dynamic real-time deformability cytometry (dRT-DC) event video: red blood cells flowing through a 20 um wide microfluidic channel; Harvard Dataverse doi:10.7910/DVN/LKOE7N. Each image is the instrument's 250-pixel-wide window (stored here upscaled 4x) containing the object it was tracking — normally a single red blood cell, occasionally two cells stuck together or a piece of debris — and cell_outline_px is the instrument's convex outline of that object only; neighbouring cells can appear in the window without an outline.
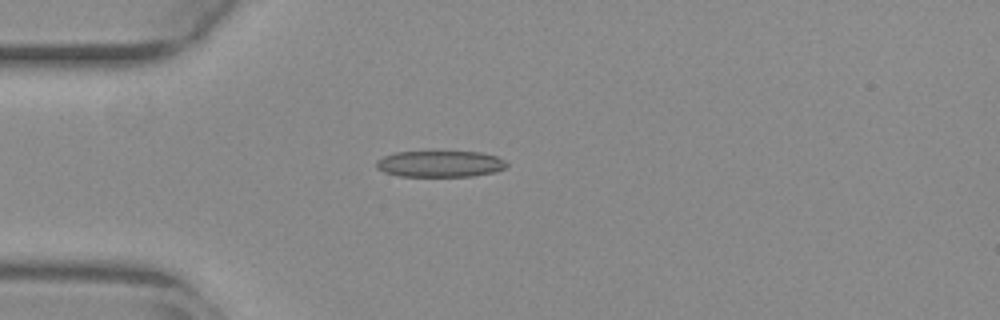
{"species": "common noctule bat (a hibernating species)", "species_latin": "Nyctalus noctula", "temperature_condition": "warm", "stored_images_in_passage": 21, "camera_frame_rate_fps": 3000, "um_per_image_px": 0.085, "animal": {"sex": "female", "body_mass_g": 29.2, "forearm_length_mm": 56.3}, "frame": {"image": 1, "passage_image": 2, "time_ms": 0.333, "image_size_px": [1000, 320], "cell_outline_px": [[508, 164], [504, 168], [492, 172], [472, 176], [400, 176], [384, 172], [376, 168], [376, 160], [384, 156], [396, 152], [480, 152], [496, 156], [504, 160]], "centroid_in_image_um": [37.37, 13.93], "position_along_channel_um": 47.6, "area_um2": 19.83}}
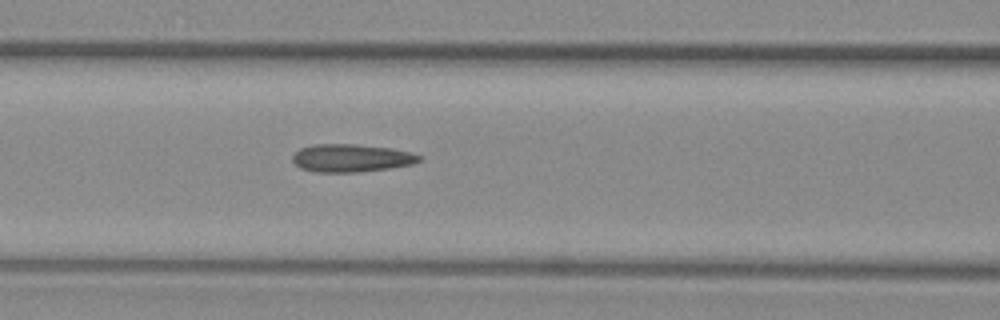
{"frame": {"image": 2, "passage_image": 10, "time_ms": 3.0, "image_size_px": [1000, 320], "cell_outline_px": [[420, 160], [412, 164], [388, 168], [360, 172], [316, 172], [300, 168], [292, 160], [292, 156], [300, 148], [312, 144], [352, 144], [388, 148], [408, 152], [420, 156]], "centroid_in_image_um": [29.79, 13.44], "position_along_channel_um": 136.8, "area_um2": 20.29}}
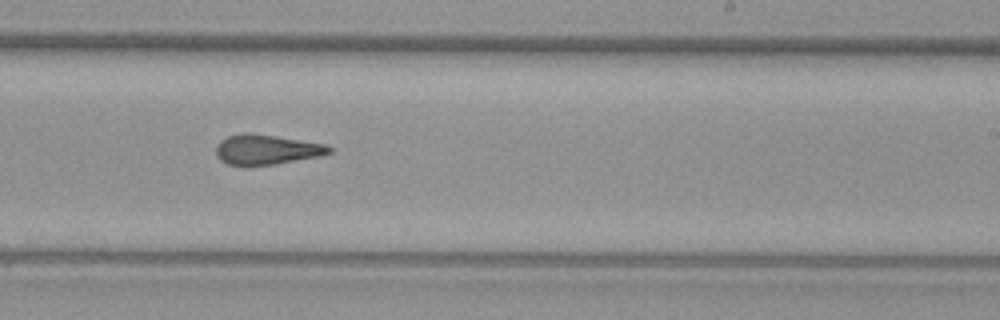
{"frame": {"image": 3, "passage_image": 20, "time_ms": 6.333, "image_size_px": [1000, 320], "cell_outline_px": [[332, 152], [316, 156], [272, 164], [248, 168], [244, 168], [228, 164], [220, 160], [216, 156], [216, 144], [220, 140], [228, 136], [244, 132], [272, 136], [324, 144], [332, 148]], "centroid_in_image_um": [22.53, 12.74], "position_along_channel_um": 266.5, "area_um2": 19.71}}